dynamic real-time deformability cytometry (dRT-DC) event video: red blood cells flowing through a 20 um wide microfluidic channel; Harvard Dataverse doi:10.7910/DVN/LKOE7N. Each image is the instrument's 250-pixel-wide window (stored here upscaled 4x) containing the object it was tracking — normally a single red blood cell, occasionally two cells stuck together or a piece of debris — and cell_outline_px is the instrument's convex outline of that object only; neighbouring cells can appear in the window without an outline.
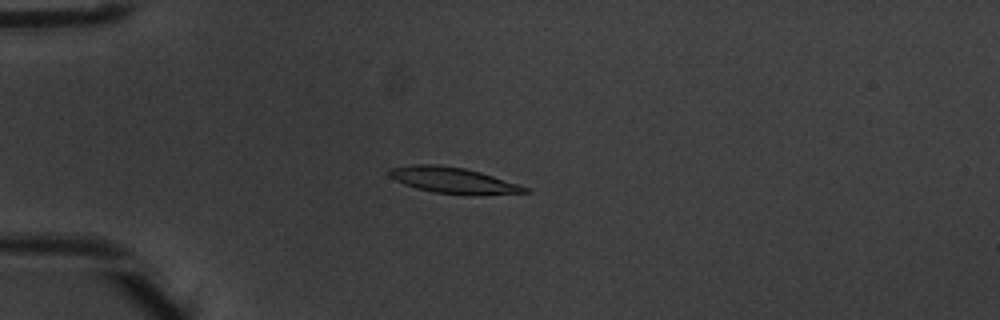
{"species": "common noctule bat (a hibernating species)", "species_latin": "Nyctalus noctula", "temperature_condition": "warm", "stored_images_in_passage": 8, "camera_frame_rate_fps": 3000, "um_per_image_px": 0.085, "animal": {"sex": "male", "body_mass_g": 20.1, "forearm_length_mm": 53.5}, "frame": {"image": 1, "passage_image": 5, "time_ms": 1.333, "image_size_px": [1000, 320], "cell_outline_px": [[532, 192], [432, 192], [416, 188], [404, 184], [388, 176], [388, 172], [392, 168], [416, 164], [432, 164], [464, 168], [480, 172], [520, 184], [528, 188]], "centroid_in_image_um": [38.41, 15.27], "position_along_channel_um": 46.6, "area_um2": 19.25}}
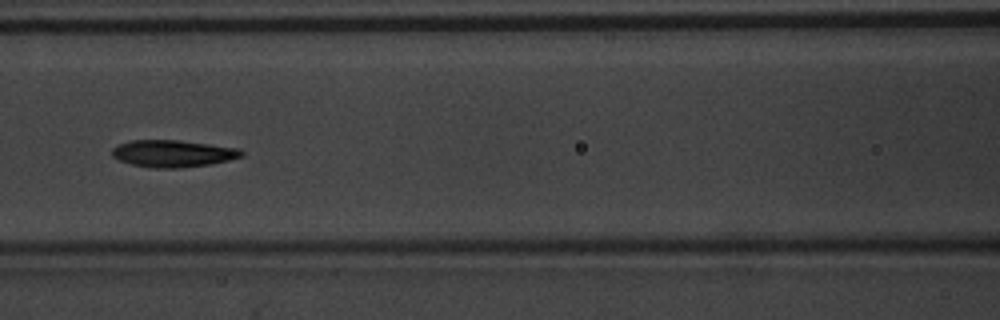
{"frame": {"image": 2, "passage_image": 8, "time_ms": 2.333, "image_size_px": [1000, 320], "cell_outline_px": [[244, 156], [212, 164], [180, 168], [148, 168], [132, 164], [120, 160], [112, 156], [112, 148], [120, 144], [132, 140], [180, 140], [240, 148], [244, 152]], "centroid_in_image_um": [14.73, 13.05], "position_along_channel_um": 151.9, "area_um2": 20.52}}